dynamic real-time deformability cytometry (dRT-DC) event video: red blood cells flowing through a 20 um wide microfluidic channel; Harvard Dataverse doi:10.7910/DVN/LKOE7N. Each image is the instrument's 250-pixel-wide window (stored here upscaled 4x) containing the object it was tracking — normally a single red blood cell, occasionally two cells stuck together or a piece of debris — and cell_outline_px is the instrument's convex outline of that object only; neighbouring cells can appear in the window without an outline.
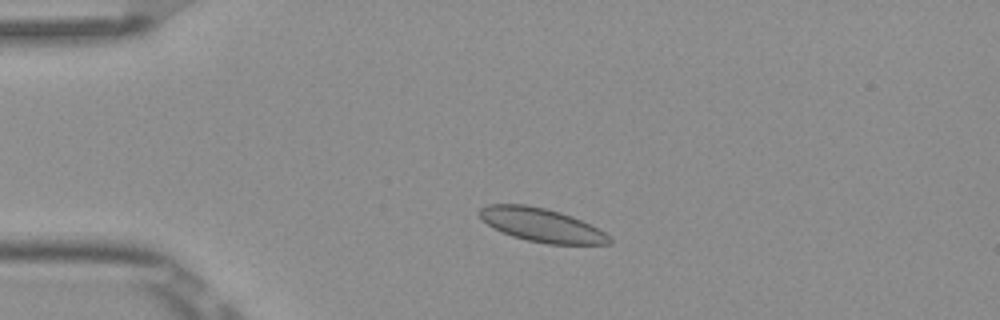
{"species": "Egyptian fruit bat (a non-hibernating species)", "species_latin": "Rousettus aegyptiacus", "temperature_condition": "room temperature", "stored_images_in_passage": 3, "camera_frame_rate_fps": 3000, "um_per_image_px": 0.085, "frame": {"image": 1, "passage_image": 3, "time_ms": 0.667, "image_size_px": [1000, 320], "cell_outline_px": [[612, 244], [548, 244], [528, 240], [512, 236], [488, 224], [480, 216], [480, 208], [488, 204], [524, 204], [544, 208], [560, 212], [572, 216], [604, 232], [612, 240]], "centroid_in_image_um": [46.04, 19.12], "position_along_channel_um": 39.0, "area_um2": 24.91}}